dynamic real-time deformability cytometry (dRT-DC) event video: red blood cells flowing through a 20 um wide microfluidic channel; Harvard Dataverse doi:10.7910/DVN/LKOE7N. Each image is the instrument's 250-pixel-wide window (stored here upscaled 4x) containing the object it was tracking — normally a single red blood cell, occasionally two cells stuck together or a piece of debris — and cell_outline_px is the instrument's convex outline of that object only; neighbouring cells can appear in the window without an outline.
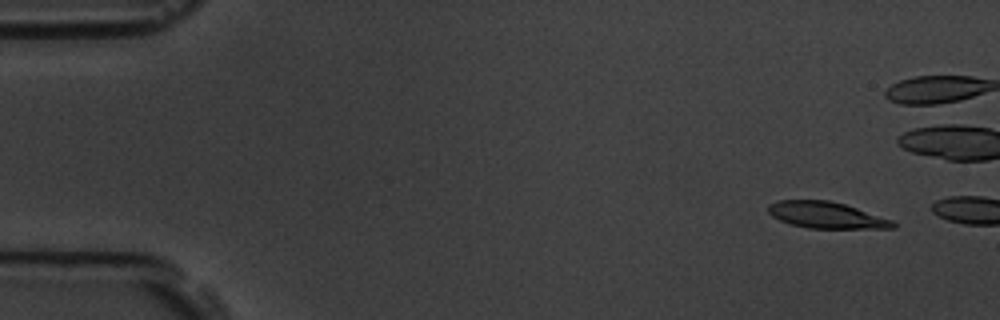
{"species": "common noctule bat (a hibernating species)", "species_latin": "Nyctalus noctula", "temperature_condition": "room temperature", "stored_images_in_passage": 3, "camera_frame_rate_fps": 3000, "um_per_image_px": 0.085, "animal": {"sex": "male", "body_mass_g": 19.5, "forearm_length_mm": 54.6}, "frame": {"image": 1, "passage_image": 2, "time_ms": 1.0, "image_size_px": [1000, 320], "cell_outline_px": [[896, 228], [808, 228], [792, 224], [780, 220], [772, 216], [768, 212], [768, 204], [780, 200], [828, 200], [844, 204], [892, 220], [896, 224]], "centroid_in_image_um": [70.21, 18.28], "position_along_channel_um": 14.8, "area_um2": 18.96}}